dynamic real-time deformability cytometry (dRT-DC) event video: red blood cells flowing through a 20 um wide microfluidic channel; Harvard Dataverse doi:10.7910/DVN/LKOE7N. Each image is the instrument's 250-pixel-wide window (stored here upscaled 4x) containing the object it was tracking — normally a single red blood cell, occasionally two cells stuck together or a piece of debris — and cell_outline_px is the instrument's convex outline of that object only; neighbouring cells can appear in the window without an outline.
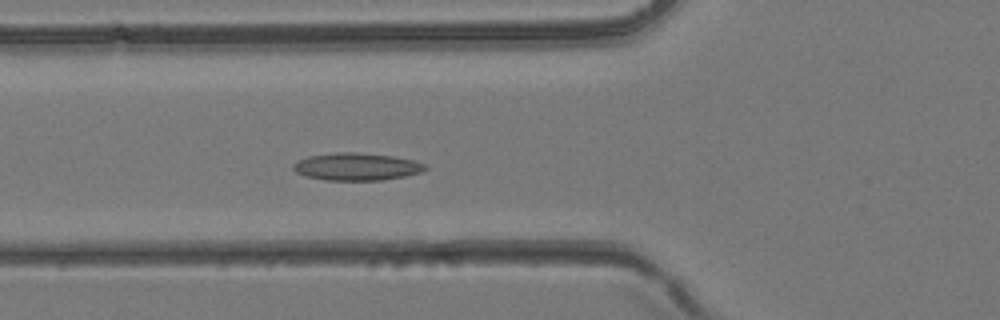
{"species": "common noctule bat (a hibernating species)", "species_latin": "Nyctalus noctula", "temperature_condition": "room temperature", "stored_images_in_passage": 41, "camera_frame_rate_fps": 3000, "um_per_image_px": 0.085, "animal": {"sex": "female", "body_mass_g": 24.6, "forearm_length_mm": 56.2}, "frame": {"image": 1, "passage_image": 14, "time_ms": 4.333, "image_size_px": [1000, 320], "cell_outline_px": [[428, 168], [420, 172], [404, 176], [380, 180], [324, 180], [308, 176], [296, 172], [292, 168], [292, 164], [308, 156], [336, 152], [356, 152], [392, 156], [416, 160], [428, 164]], "centroid_in_image_um": [30.34, 14.16], "position_along_channel_um": 95.5, "area_um2": 21.1}}
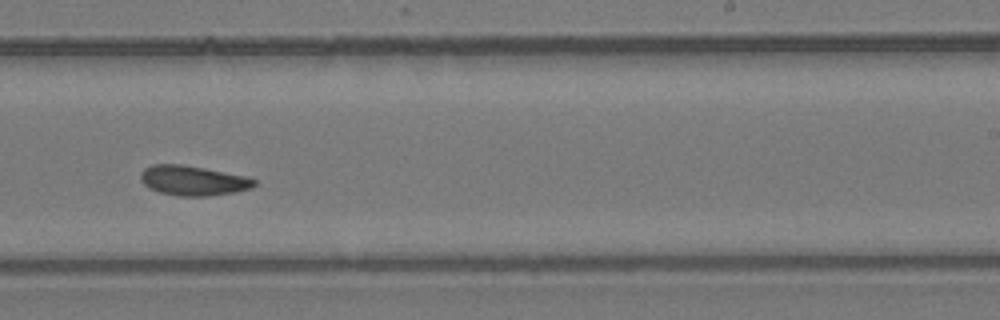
{"frame": {"image": 2, "passage_image": 25, "time_ms": 8.0, "image_size_px": [1000, 320], "cell_outline_px": [[256, 184], [252, 188], [232, 192], [208, 196], [180, 196], [160, 192], [148, 188], [140, 180], [140, 172], [144, 168], [152, 164], [180, 164], [204, 168], [244, 176], [256, 180]], "centroid_in_image_um": [16.36, 15.34], "position_along_channel_um": 272.6, "area_um2": 19.65}}
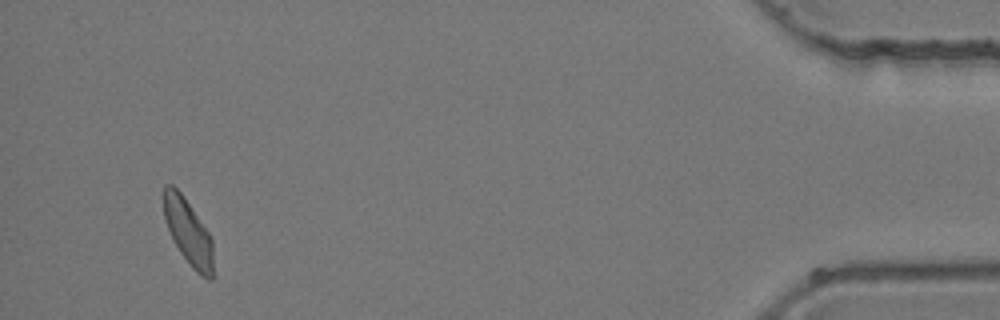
{"frame": {"image": 3, "passage_image": 39, "time_ms": 12.667, "image_size_px": [1000, 320], "cell_outline_px": [[212, 280], [208, 280], [200, 276], [192, 268], [180, 252], [168, 228], [164, 216], [164, 184], [172, 184], [180, 192], [208, 232], [212, 240]], "centroid_in_image_um": [16.0, 19.74], "position_along_channel_um": 419.2, "area_um2": 18.44}}